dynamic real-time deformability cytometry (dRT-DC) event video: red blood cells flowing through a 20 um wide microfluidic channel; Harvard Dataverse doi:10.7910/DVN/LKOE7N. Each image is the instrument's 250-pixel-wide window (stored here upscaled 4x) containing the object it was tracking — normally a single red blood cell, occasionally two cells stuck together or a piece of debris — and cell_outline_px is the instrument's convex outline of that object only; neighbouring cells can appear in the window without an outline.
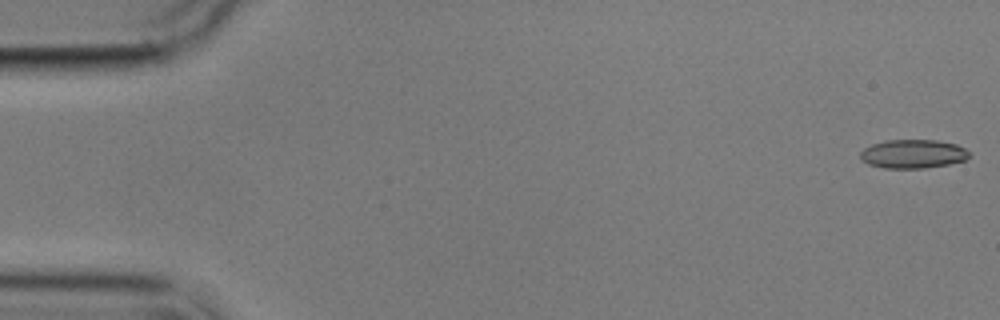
{"species": "common noctule bat (a hibernating species)", "species_latin": "Nyctalus noctula", "temperature_condition": "cold", "stored_images_in_passage": 5, "camera_frame_rate_fps": 3000, "um_per_image_px": 0.085, "animal": {"sex": "male", "body_mass_g": 17.9}, "frame": {"image": 1, "passage_image": 1, "time_ms": 0.0, "image_size_px": [1000, 320], "cell_outline_px": [[968, 156], [964, 160], [948, 164], [924, 168], [884, 168], [868, 164], [860, 160], [860, 152], [864, 148], [872, 144], [884, 140], [936, 140], [956, 144], [964, 148], [968, 152]], "centroid_in_image_um": [77.55, 13.08], "position_along_channel_um": 7.5, "area_um2": 18.21}}
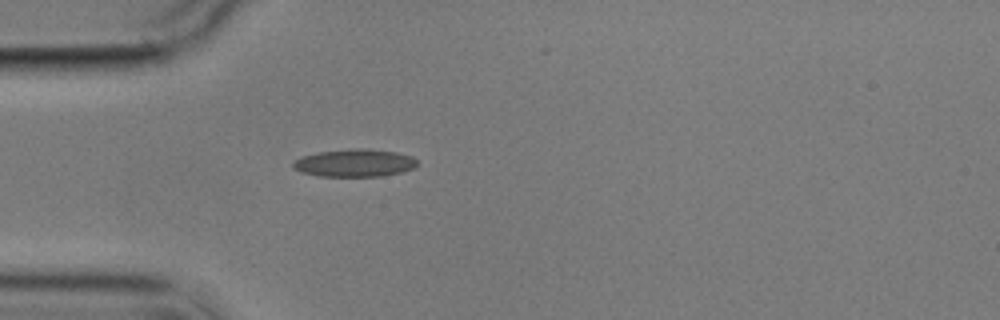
{"frame": {"image": 2, "passage_image": 5, "time_ms": 5.0, "image_size_px": [1000, 320], "cell_outline_px": [[416, 168], [384, 176], [320, 176], [300, 172], [292, 168], [292, 160], [300, 156], [320, 152], [352, 148], [364, 148], [396, 152], [412, 156], [416, 160]], "centroid_in_image_um": [30.1, 13.85], "position_along_channel_um": 54.9, "area_um2": 20.17}}